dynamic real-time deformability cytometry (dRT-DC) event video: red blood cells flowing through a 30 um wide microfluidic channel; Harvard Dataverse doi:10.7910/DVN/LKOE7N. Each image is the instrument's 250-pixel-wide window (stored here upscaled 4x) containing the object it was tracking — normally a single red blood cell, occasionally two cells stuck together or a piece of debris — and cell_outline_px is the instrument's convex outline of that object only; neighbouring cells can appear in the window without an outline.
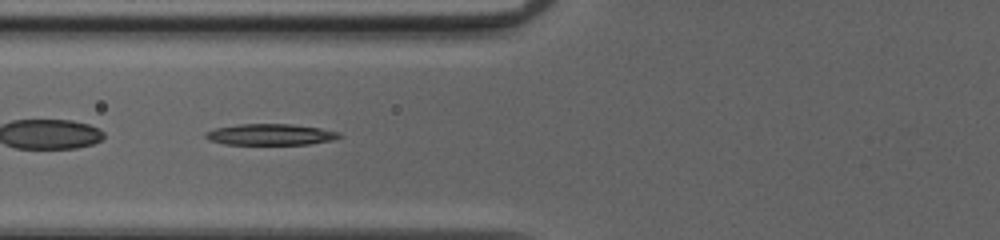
{"species": "common noctule bat (a hibernating species)", "species_latin": "Nyctalus noctula", "temperature_condition": "cold", "stored_images_in_passage": 37, "segment_of_instrument_passage": [2, 2], "camera_frame_rate_fps": 3000, "um_per_image_px": 0.085, "animal": {"sex": "female", "body_mass_g": 20.0, "forearm_length_mm": 54.0}, "frame": {"image": 1, "passage_image": 7, "time_ms": 2.0, "image_size_px": [1000, 240], "cell_outline_px": [[344, 136], [332, 140], [308, 144], [224, 144], [208, 140], [204, 136], [204, 132], [216, 128], [240, 124], [292, 124], [320, 128], [340, 132]], "centroid_in_image_um": [22.99, 11.43], "position_along_channel_um": 102.8, "area_um2": 16.53}}
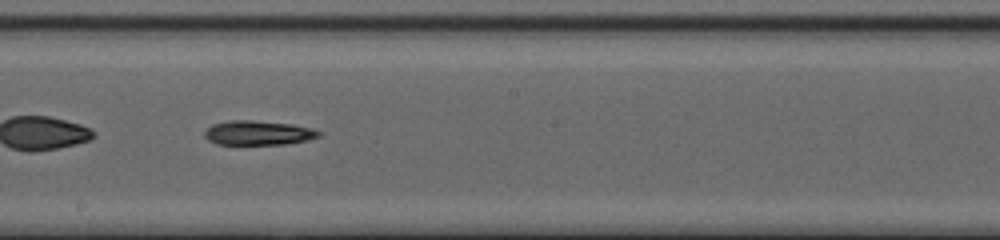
{"frame": {"image": 2, "passage_image": 16, "time_ms": 5.0, "image_size_px": [1000, 240], "cell_outline_px": [[324, 132], [320, 136], [308, 140], [284, 144], [216, 144], [208, 140], [204, 136], [204, 132], [212, 124], [228, 120], [252, 120], [292, 124], [312, 128]], "centroid_in_image_um": [21.96, 11.29], "position_along_channel_um": 226.2, "area_um2": 16.36}}
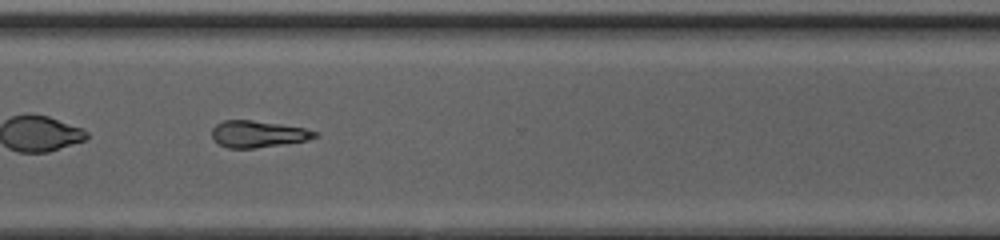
{"frame": {"image": 3, "passage_image": 25, "time_ms": 8.0, "image_size_px": [1000, 240], "cell_outline_px": [[320, 136], [308, 140], [284, 144], [256, 148], [228, 148], [212, 140], [212, 128], [216, 124], [224, 120], [252, 120], [280, 124], [304, 128], [320, 132]], "centroid_in_image_um": [21.95, 11.39], "position_along_channel_um": 348.6, "area_um2": 16.18}}